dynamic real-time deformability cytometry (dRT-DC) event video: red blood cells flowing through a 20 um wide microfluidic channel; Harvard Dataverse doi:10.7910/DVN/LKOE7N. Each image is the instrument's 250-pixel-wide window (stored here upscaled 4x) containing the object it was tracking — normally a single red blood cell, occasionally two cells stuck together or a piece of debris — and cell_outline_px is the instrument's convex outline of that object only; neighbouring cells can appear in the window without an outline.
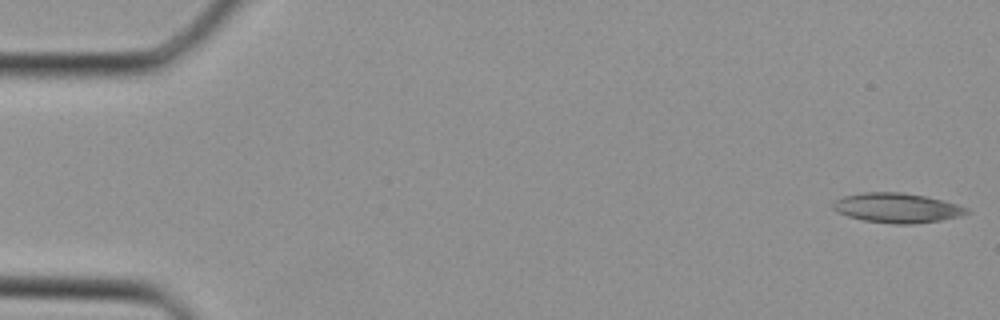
{"species": "Egyptian fruit bat (a non-hibernating species)", "species_latin": "Rousettus aegyptiacus", "temperature_condition": "cold", "stored_images_in_passage": 38, "camera_frame_rate_fps": 3000, "um_per_image_px": 0.085, "animal": {"sex": "female"}, "frame": {"image": 1, "passage_image": 1, "time_ms": 0.0, "image_size_px": [1000, 320], "cell_outline_px": [[972, 212], [960, 216], [940, 220], [912, 224], [896, 224], [864, 220], [848, 216], [836, 212], [832, 208], [832, 200], [844, 196], [864, 192], [904, 192], [944, 200], [968, 208]], "centroid_in_image_um": [76.23, 17.66], "position_along_channel_um": 8.8, "area_um2": 23.24}}
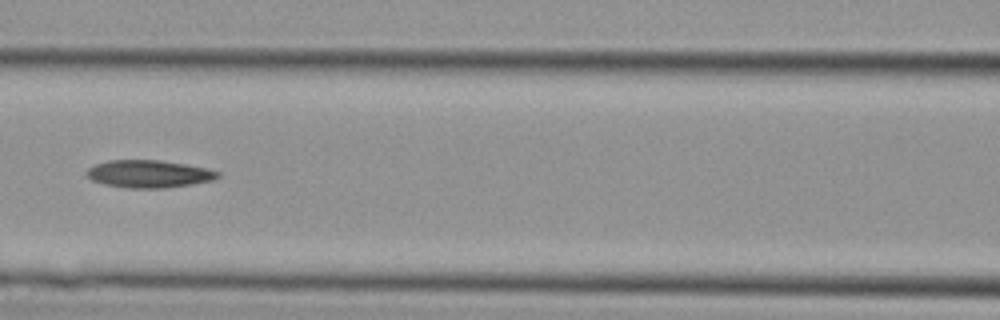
{"frame": {"image": 2, "passage_image": 17, "time_ms": 5.333, "image_size_px": [1000, 320], "cell_outline_px": [[220, 176], [212, 180], [164, 188], [128, 188], [104, 184], [92, 180], [84, 172], [88, 168], [96, 164], [108, 160], [160, 160], [208, 168], [220, 172]], "centroid_in_image_um": [12.63, 14.77], "position_along_channel_um": 154.0, "area_um2": 20.92}}
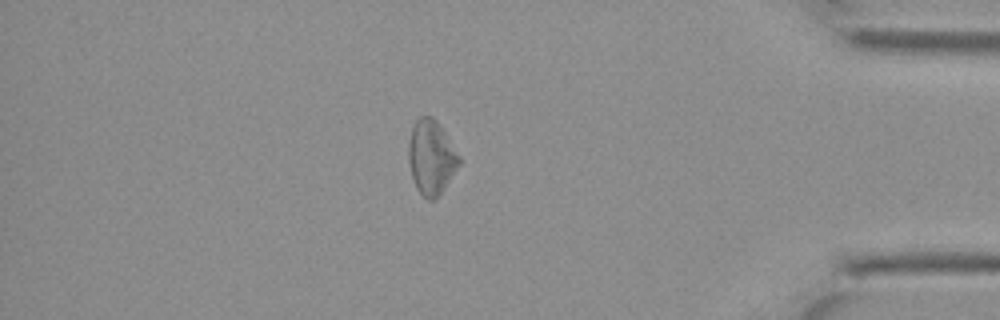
{"frame": {"image": 3, "passage_image": 33, "time_ms": 10.667, "image_size_px": [1000, 320], "cell_outline_px": [[460, 164], [436, 200], [428, 200], [416, 188], [412, 180], [408, 160], [408, 144], [412, 128], [416, 120], [420, 116], [432, 116], [436, 120], [460, 156]], "centroid_in_image_um": [36.64, 13.39], "position_along_channel_um": 398.6, "area_um2": 21.85}}